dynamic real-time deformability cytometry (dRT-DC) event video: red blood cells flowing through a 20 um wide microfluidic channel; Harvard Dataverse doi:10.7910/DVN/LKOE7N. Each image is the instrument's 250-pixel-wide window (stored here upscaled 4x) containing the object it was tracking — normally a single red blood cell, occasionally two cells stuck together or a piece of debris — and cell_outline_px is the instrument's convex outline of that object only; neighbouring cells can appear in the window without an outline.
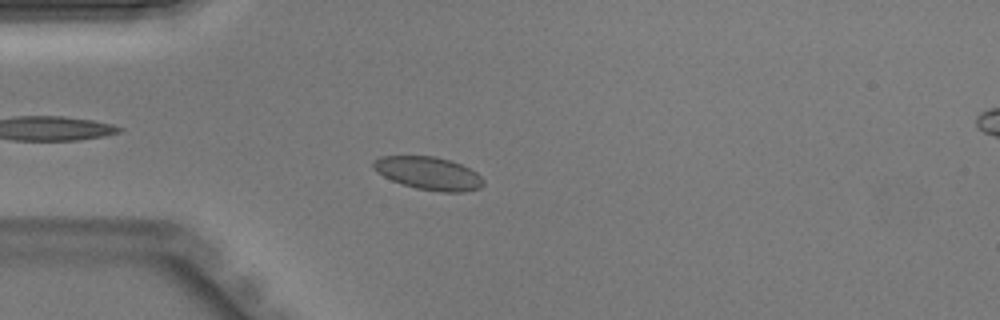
{"species": "Egyptian fruit bat (a non-hibernating species)", "species_latin": "Rousettus aegyptiacus", "temperature_condition": "warm", "stored_images_in_passage": 44, "camera_frame_rate_fps": 3000, "um_per_image_px": 0.085, "animal": {"sex": "male"}, "frame": {"image": 1, "passage_image": 12, "time_ms": 3.667, "image_size_px": [1000, 320], "cell_outline_px": [[484, 184], [480, 188], [464, 192], [440, 192], [416, 188], [400, 184], [376, 172], [372, 168], [372, 160], [380, 156], [436, 156], [452, 160], [476, 172], [484, 180]], "centroid_in_image_um": [36.4, 14.73], "position_along_channel_um": 48.6, "area_um2": 21.39}}
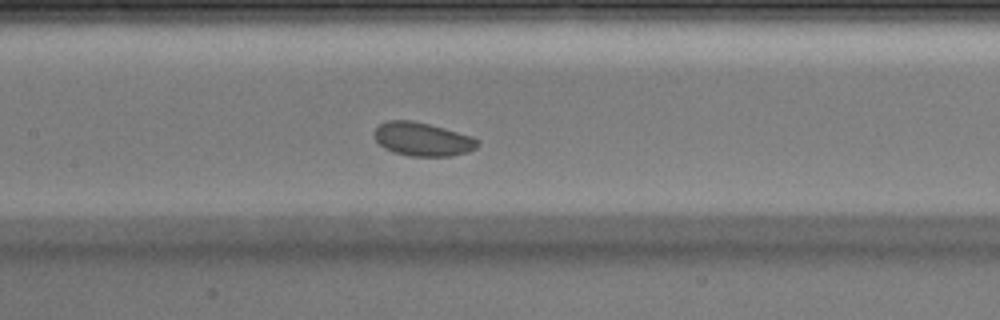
{"frame": {"image": 2, "passage_image": 21, "time_ms": 6.667, "image_size_px": [1000, 320], "cell_outline_px": [[480, 144], [476, 148], [468, 152], [452, 156], [408, 156], [392, 152], [384, 148], [376, 140], [372, 132], [380, 124], [388, 120], [412, 120], [444, 128], [472, 136], [480, 140]], "centroid_in_image_um": [35.92, 11.84], "position_along_channel_um": 171.5, "area_um2": 20.4}}
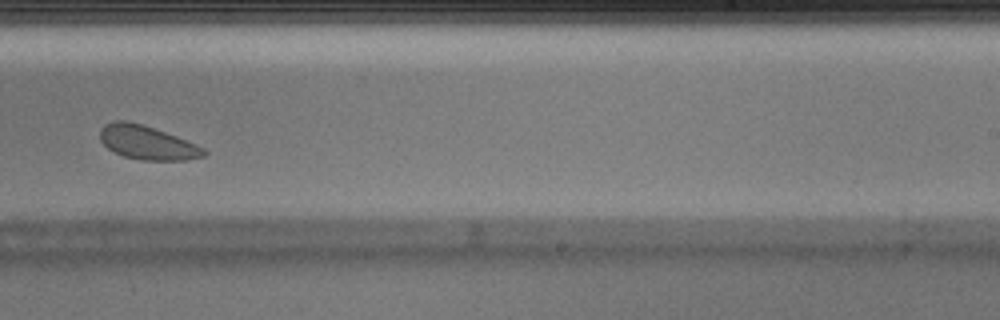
{"frame": {"image": 3, "passage_image": 28, "time_ms": 9.0, "image_size_px": [1000, 320], "cell_outline_px": [[208, 152], [204, 156], [188, 160], [140, 160], [124, 156], [108, 148], [100, 140], [100, 128], [104, 124], [116, 120], [128, 120], [176, 136], [196, 144], [204, 148]], "centroid_in_image_um": [12.51, 12.12], "position_along_channel_um": 276.5, "area_um2": 20.35}}